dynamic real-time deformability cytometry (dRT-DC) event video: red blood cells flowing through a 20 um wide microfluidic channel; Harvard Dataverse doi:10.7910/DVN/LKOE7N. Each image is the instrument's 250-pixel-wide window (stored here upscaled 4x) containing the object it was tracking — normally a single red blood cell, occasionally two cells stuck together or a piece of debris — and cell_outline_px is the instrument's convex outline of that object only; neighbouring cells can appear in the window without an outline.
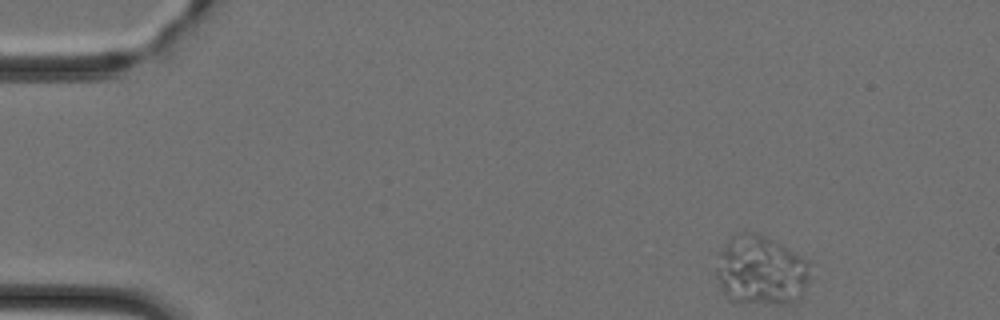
{"species": "Egyptian fruit bat (a non-hibernating species)", "species_latin": "Rousettus aegyptiacus", "temperature_condition": "cold", "stored_images_in_passage": 42, "camera_frame_rate_fps": 3000, "um_per_image_px": 0.085, "animal": {"sex": "female"}, "frame": {"image": 1, "passage_image": 1, "time_ms": 0.0, "image_size_px": [1000, 320], "cell_outline_px": [[812, 280], [804, 296], [788, 304], [776, 304], [728, 300], [724, 296], [716, 276], [716, 252], [736, 232], [744, 228], [756, 232], [776, 240], [808, 260]], "centroid_in_image_um": [64.69, 22.95], "position_along_channel_um": 20.3, "area_um2": 39.65}}
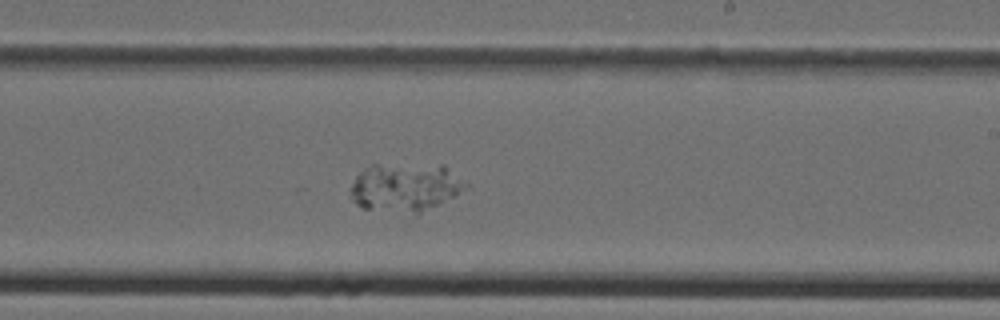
{"frame": {"image": 2, "passage_image": 24, "time_ms": 7.667, "image_size_px": [1000, 320], "cell_outline_px": [[472, 188], [416, 216], [360, 208], [352, 200], [352, 184], [356, 176], [368, 164], [444, 164], [464, 180]], "centroid_in_image_um": [34.51, 15.94], "position_along_channel_um": 254.5, "area_um2": 33.81}}
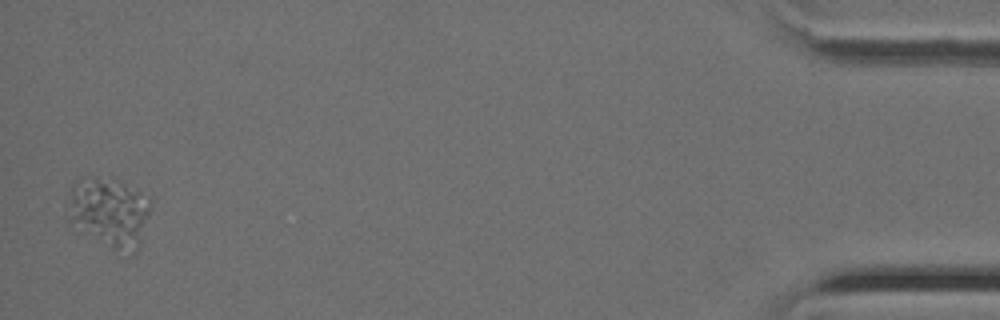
{"frame": {"image": 3, "passage_image": 42, "time_ms": 13.667, "image_size_px": [1000, 320], "cell_outline_px": [[152, 200], [140, 248], [136, 252], [124, 260], [120, 260], [68, 220], [64, 208], [72, 184], [76, 180], [92, 176], [112, 176], [152, 196]], "centroid_in_image_um": [9.31, 18.11], "position_along_channel_um": 425.9, "area_um2": 36.36}}